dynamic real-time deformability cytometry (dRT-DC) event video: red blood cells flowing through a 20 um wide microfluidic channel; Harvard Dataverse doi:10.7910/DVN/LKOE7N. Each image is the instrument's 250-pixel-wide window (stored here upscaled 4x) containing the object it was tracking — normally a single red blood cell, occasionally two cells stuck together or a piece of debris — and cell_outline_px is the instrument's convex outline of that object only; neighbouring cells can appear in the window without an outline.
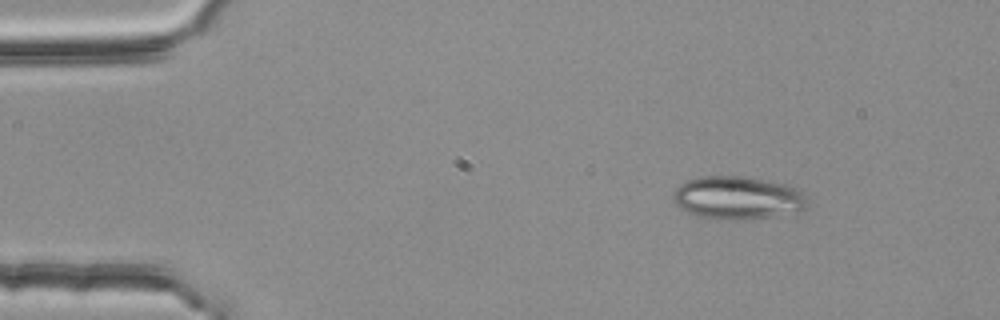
{"species": "common noctule bat (a hibernating species)", "species_latin": "Nyctalus noctula", "temperature_condition": "room temperature", "stored_images_in_passage": 3, "camera_frame_rate_fps": 3000, "um_per_image_px": 0.085, "animal": {"sex": "female", "body_mass_g": 25.1}, "frame": {"image": 1, "passage_image": 3, "time_ms": 0.667, "image_size_px": [1000, 320], "cell_outline_px": [[804, 208], [796, 212], [768, 216], [736, 220], [712, 220], [696, 216], [680, 208], [672, 200], [672, 192], [684, 180], [700, 176], [744, 176], [804, 188]], "centroid_in_image_um": [62.62, 16.8], "position_along_channel_um": 22.4, "area_um2": 33.93}}